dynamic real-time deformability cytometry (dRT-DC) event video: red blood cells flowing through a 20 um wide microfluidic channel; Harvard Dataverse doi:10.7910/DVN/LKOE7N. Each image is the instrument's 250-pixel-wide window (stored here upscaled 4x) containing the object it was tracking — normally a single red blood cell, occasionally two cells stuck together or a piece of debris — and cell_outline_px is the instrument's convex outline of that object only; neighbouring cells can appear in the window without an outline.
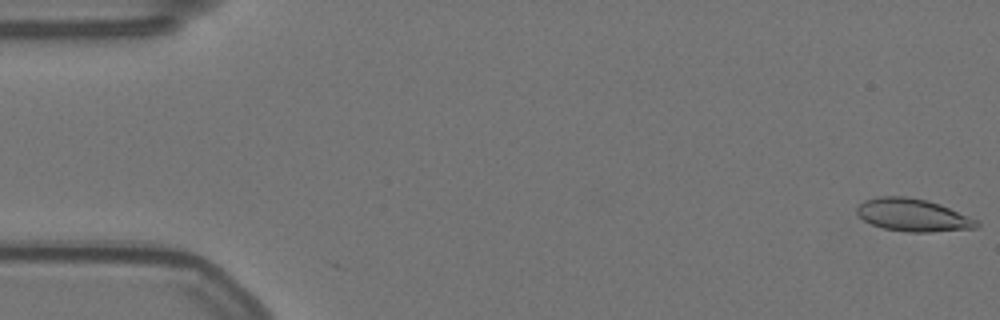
{"species": "Egyptian fruit bat (a non-hibernating species)", "species_latin": "Rousettus aegyptiacus", "temperature_condition": "warm", "stored_images_in_passage": 58, "segment_of_instrument_passage": [1, 2], "camera_frame_rate_fps": 3000, "um_per_image_px": 0.085, "animal": {"sex": "female"}, "frame": {"image": 1, "passage_image": 1, "time_ms": 0.0, "image_size_px": [1000, 320], "cell_outline_px": [[980, 224], [976, 228], [932, 232], [908, 232], [884, 228], [872, 224], [864, 220], [856, 212], [856, 208], [864, 200], [880, 196], [908, 196], [928, 200], [940, 204], [976, 220]], "centroid_in_image_um": [77.58, 18.27], "position_along_channel_um": 7.4, "area_um2": 22.66}}
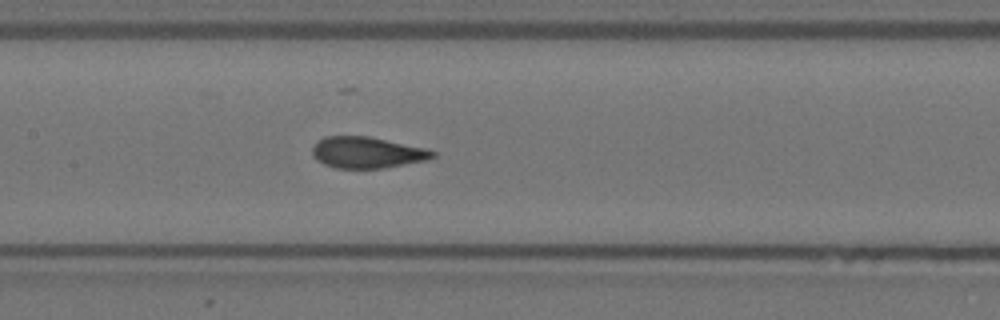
{"frame": {"image": 2, "passage_image": 27, "time_ms": 8.667, "image_size_px": [1000, 320], "cell_outline_px": [[436, 156], [424, 160], [384, 168], [336, 168], [324, 164], [316, 160], [312, 156], [312, 148], [324, 136], [368, 136], [424, 148], [436, 152]], "centroid_in_image_um": [31.16, 12.96], "position_along_channel_um": 176.2, "area_um2": 21.68}}
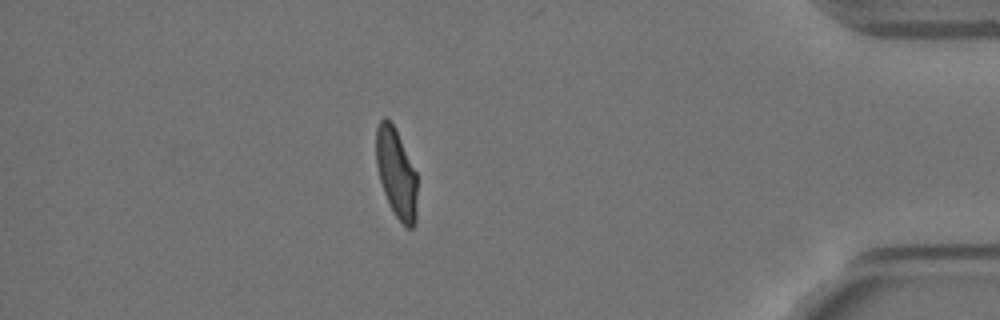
{"frame": {"image": 3, "passage_image": 50, "time_ms": 16.333, "image_size_px": [1000, 320], "cell_outline_px": [[416, 220], [412, 228], [408, 228], [396, 216], [384, 192], [380, 180], [376, 164], [376, 128], [380, 120], [384, 116], [388, 116], [416, 172]], "centroid_in_image_um": [33.67, 14.69], "position_along_channel_um": 401.5, "area_um2": 20.87}}